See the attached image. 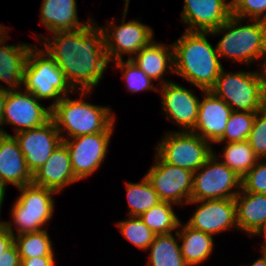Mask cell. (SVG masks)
<instances>
[{"instance_id": "6da1fadb", "label": "cell", "mask_w": 266, "mask_h": 266, "mask_svg": "<svg viewBox=\"0 0 266 266\" xmlns=\"http://www.w3.org/2000/svg\"><path fill=\"white\" fill-rule=\"evenodd\" d=\"M55 38L44 36L48 53L65 74L73 89H82L83 97L91 94L110 63L105 50L104 32L89 21L78 30L54 32ZM50 40V41H48Z\"/></svg>"}, {"instance_id": "7a4b0ae2", "label": "cell", "mask_w": 266, "mask_h": 266, "mask_svg": "<svg viewBox=\"0 0 266 266\" xmlns=\"http://www.w3.org/2000/svg\"><path fill=\"white\" fill-rule=\"evenodd\" d=\"M207 34L211 32L186 30L172 45L174 73L201 91L210 90L223 69L217 49L208 42Z\"/></svg>"}, {"instance_id": "3957f363", "label": "cell", "mask_w": 266, "mask_h": 266, "mask_svg": "<svg viewBox=\"0 0 266 266\" xmlns=\"http://www.w3.org/2000/svg\"><path fill=\"white\" fill-rule=\"evenodd\" d=\"M241 21L243 19L231 15L227 21L211 31V34L226 31L216 45L219 56L249 65L253 60L261 59L266 55V21L253 20L254 22L250 25L239 26ZM265 61L266 56L262 68Z\"/></svg>"}, {"instance_id": "277c9868", "label": "cell", "mask_w": 266, "mask_h": 266, "mask_svg": "<svg viewBox=\"0 0 266 266\" xmlns=\"http://www.w3.org/2000/svg\"><path fill=\"white\" fill-rule=\"evenodd\" d=\"M109 107L95 106L83 100L64 96L52 107L51 119L61 134L62 128L71 138L100 132H112L115 117Z\"/></svg>"}, {"instance_id": "5b68a950", "label": "cell", "mask_w": 266, "mask_h": 266, "mask_svg": "<svg viewBox=\"0 0 266 266\" xmlns=\"http://www.w3.org/2000/svg\"><path fill=\"white\" fill-rule=\"evenodd\" d=\"M210 91L221 98L232 111L256 113L266 107L263 69L261 73H225L222 69Z\"/></svg>"}, {"instance_id": "8992f818", "label": "cell", "mask_w": 266, "mask_h": 266, "mask_svg": "<svg viewBox=\"0 0 266 266\" xmlns=\"http://www.w3.org/2000/svg\"><path fill=\"white\" fill-rule=\"evenodd\" d=\"M34 47L29 53L22 83L38 100L54 98L52 108L74 90L54 59L46 51Z\"/></svg>"}, {"instance_id": "52a82bcc", "label": "cell", "mask_w": 266, "mask_h": 266, "mask_svg": "<svg viewBox=\"0 0 266 266\" xmlns=\"http://www.w3.org/2000/svg\"><path fill=\"white\" fill-rule=\"evenodd\" d=\"M18 189L21 191V195L17 198L11 210V217L17 228V234L12 230V224L5 222L8 230L14 237L44 230L41 228L47 221L51 220L54 210L52 195L57 192L33 183Z\"/></svg>"}, {"instance_id": "ba28073f", "label": "cell", "mask_w": 266, "mask_h": 266, "mask_svg": "<svg viewBox=\"0 0 266 266\" xmlns=\"http://www.w3.org/2000/svg\"><path fill=\"white\" fill-rule=\"evenodd\" d=\"M215 156L213 153L193 173L191 200L234 199L238 195L239 190L232 189H241L242 178Z\"/></svg>"}, {"instance_id": "9c48e42d", "label": "cell", "mask_w": 266, "mask_h": 266, "mask_svg": "<svg viewBox=\"0 0 266 266\" xmlns=\"http://www.w3.org/2000/svg\"><path fill=\"white\" fill-rule=\"evenodd\" d=\"M210 143L191 131L170 132L157 146L166 163L196 172L213 154Z\"/></svg>"}, {"instance_id": "30bf717a", "label": "cell", "mask_w": 266, "mask_h": 266, "mask_svg": "<svg viewBox=\"0 0 266 266\" xmlns=\"http://www.w3.org/2000/svg\"><path fill=\"white\" fill-rule=\"evenodd\" d=\"M156 156L155 165L149 169L145 177L160 200L181 205L183 202L188 203L191 200L194 172L168 164Z\"/></svg>"}, {"instance_id": "8fae6325", "label": "cell", "mask_w": 266, "mask_h": 266, "mask_svg": "<svg viewBox=\"0 0 266 266\" xmlns=\"http://www.w3.org/2000/svg\"><path fill=\"white\" fill-rule=\"evenodd\" d=\"M127 8L128 6H125L123 10L124 16H122L123 19L120 26H115V23L111 22L107 25V29L101 27L104 32L105 50L109 62L121 60L123 54L127 53L130 54L129 59H131L133 53L136 55L143 47L148 46L153 41V30L150 26L136 20L125 23ZM108 26L111 28L113 26L114 28L111 29Z\"/></svg>"}, {"instance_id": "7c38bea8", "label": "cell", "mask_w": 266, "mask_h": 266, "mask_svg": "<svg viewBox=\"0 0 266 266\" xmlns=\"http://www.w3.org/2000/svg\"><path fill=\"white\" fill-rule=\"evenodd\" d=\"M112 132L81 135L70 139L63 138L70 154L75 178L80 181L93 174L105 160Z\"/></svg>"}, {"instance_id": "4fadbf2b", "label": "cell", "mask_w": 266, "mask_h": 266, "mask_svg": "<svg viewBox=\"0 0 266 266\" xmlns=\"http://www.w3.org/2000/svg\"><path fill=\"white\" fill-rule=\"evenodd\" d=\"M52 108H44L32 93L8 91L2 112V123L13 124L15 134L43 126L51 120Z\"/></svg>"}, {"instance_id": "5bb4252c", "label": "cell", "mask_w": 266, "mask_h": 266, "mask_svg": "<svg viewBox=\"0 0 266 266\" xmlns=\"http://www.w3.org/2000/svg\"><path fill=\"white\" fill-rule=\"evenodd\" d=\"M15 135L26 165L32 174L45 164L64 138L52 119L41 127L25 130Z\"/></svg>"}, {"instance_id": "9a60e30c", "label": "cell", "mask_w": 266, "mask_h": 266, "mask_svg": "<svg viewBox=\"0 0 266 266\" xmlns=\"http://www.w3.org/2000/svg\"><path fill=\"white\" fill-rule=\"evenodd\" d=\"M199 202L200 206L186 223L188 226L210 235L230 229L232 226L238 228L234 199L190 200L188 203Z\"/></svg>"}, {"instance_id": "2e32d148", "label": "cell", "mask_w": 266, "mask_h": 266, "mask_svg": "<svg viewBox=\"0 0 266 266\" xmlns=\"http://www.w3.org/2000/svg\"><path fill=\"white\" fill-rule=\"evenodd\" d=\"M160 82L162 107L170 115L167 119H173L183 132L192 131L196 125L199 99L182 85L164 79Z\"/></svg>"}, {"instance_id": "e0dca14e", "label": "cell", "mask_w": 266, "mask_h": 266, "mask_svg": "<svg viewBox=\"0 0 266 266\" xmlns=\"http://www.w3.org/2000/svg\"><path fill=\"white\" fill-rule=\"evenodd\" d=\"M231 15V1L184 0L181 19L189 24L187 31L211 32L227 21Z\"/></svg>"}, {"instance_id": "ac0fdd59", "label": "cell", "mask_w": 266, "mask_h": 266, "mask_svg": "<svg viewBox=\"0 0 266 266\" xmlns=\"http://www.w3.org/2000/svg\"><path fill=\"white\" fill-rule=\"evenodd\" d=\"M203 93L205 97L199 101L196 125L191 132L216 143L223 136L232 109L210 90Z\"/></svg>"}, {"instance_id": "d6986e66", "label": "cell", "mask_w": 266, "mask_h": 266, "mask_svg": "<svg viewBox=\"0 0 266 266\" xmlns=\"http://www.w3.org/2000/svg\"><path fill=\"white\" fill-rule=\"evenodd\" d=\"M33 174L28 169L25 157L16 138L8 133L0 134V187L11 183L17 188L31 184Z\"/></svg>"}, {"instance_id": "ffe728a7", "label": "cell", "mask_w": 266, "mask_h": 266, "mask_svg": "<svg viewBox=\"0 0 266 266\" xmlns=\"http://www.w3.org/2000/svg\"><path fill=\"white\" fill-rule=\"evenodd\" d=\"M77 181L72 170L69 151L62 142L45 164L33 173L32 183L60 192L65 186Z\"/></svg>"}, {"instance_id": "44dd1931", "label": "cell", "mask_w": 266, "mask_h": 266, "mask_svg": "<svg viewBox=\"0 0 266 266\" xmlns=\"http://www.w3.org/2000/svg\"><path fill=\"white\" fill-rule=\"evenodd\" d=\"M5 41L4 36L0 38V81L9 85L8 91H14L23 82L25 66L33 47L24 43L5 45Z\"/></svg>"}, {"instance_id": "7402d4cb", "label": "cell", "mask_w": 266, "mask_h": 266, "mask_svg": "<svg viewBox=\"0 0 266 266\" xmlns=\"http://www.w3.org/2000/svg\"><path fill=\"white\" fill-rule=\"evenodd\" d=\"M76 7V0H43L40 22L52 33L81 29L89 21H78Z\"/></svg>"}, {"instance_id": "603a6c76", "label": "cell", "mask_w": 266, "mask_h": 266, "mask_svg": "<svg viewBox=\"0 0 266 266\" xmlns=\"http://www.w3.org/2000/svg\"><path fill=\"white\" fill-rule=\"evenodd\" d=\"M130 60L152 80L160 81L168 68L171 73H174L172 45L165 46L153 40Z\"/></svg>"}, {"instance_id": "cb8c5ba5", "label": "cell", "mask_w": 266, "mask_h": 266, "mask_svg": "<svg viewBox=\"0 0 266 266\" xmlns=\"http://www.w3.org/2000/svg\"><path fill=\"white\" fill-rule=\"evenodd\" d=\"M240 190L234 198L238 228L253 236L266 221V195Z\"/></svg>"}, {"instance_id": "d4e9b609", "label": "cell", "mask_w": 266, "mask_h": 266, "mask_svg": "<svg viewBox=\"0 0 266 266\" xmlns=\"http://www.w3.org/2000/svg\"><path fill=\"white\" fill-rule=\"evenodd\" d=\"M179 226L183 228L176 231L179 240H183L180 250L185 263L188 266L196 265L206 260L213 252V237L210 234L195 230L187 224ZM184 226V227H183Z\"/></svg>"}, {"instance_id": "484cf974", "label": "cell", "mask_w": 266, "mask_h": 266, "mask_svg": "<svg viewBox=\"0 0 266 266\" xmlns=\"http://www.w3.org/2000/svg\"><path fill=\"white\" fill-rule=\"evenodd\" d=\"M148 249L147 266H188L172 233L156 235Z\"/></svg>"}, {"instance_id": "4316f807", "label": "cell", "mask_w": 266, "mask_h": 266, "mask_svg": "<svg viewBox=\"0 0 266 266\" xmlns=\"http://www.w3.org/2000/svg\"><path fill=\"white\" fill-rule=\"evenodd\" d=\"M126 192L130 216L139 217L162 202L145 176L140 183L126 182Z\"/></svg>"}, {"instance_id": "83f0119b", "label": "cell", "mask_w": 266, "mask_h": 266, "mask_svg": "<svg viewBox=\"0 0 266 266\" xmlns=\"http://www.w3.org/2000/svg\"><path fill=\"white\" fill-rule=\"evenodd\" d=\"M172 203L160 202L139 216L142 222L156 235L171 234L180 224Z\"/></svg>"}, {"instance_id": "f1b7e54d", "label": "cell", "mask_w": 266, "mask_h": 266, "mask_svg": "<svg viewBox=\"0 0 266 266\" xmlns=\"http://www.w3.org/2000/svg\"><path fill=\"white\" fill-rule=\"evenodd\" d=\"M222 157V162L241 178L259 161L248 140L227 143Z\"/></svg>"}, {"instance_id": "f546056e", "label": "cell", "mask_w": 266, "mask_h": 266, "mask_svg": "<svg viewBox=\"0 0 266 266\" xmlns=\"http://www.w3.org/2000/svg\"><path fill=\"white\" fill-rule=\"evenodd\" d=\"M14 244L17 247L21 259L54 257L52 242L45 229L18 235L14 237Z\"/></svg>"}, {"instance_id": "4dcf8cb0", "label": "cell", "mask_w": 266, "mask_h": 266, "mask_svg": "<svg viewBox=\"0 0 266 266\" xmlns=\"http://www.w3.org/2000/svg\"><path fill=\"white\" fill-rule=\"evenodd\" d=\"M256 113L232 111L223 136L216 142L226 140V143L248 140Z\"/></svg>"}, {"instance_id": "1f68e13d", "label": "cell", "mask_w": 266, "mask_h": 266, "mask_svg": "<svg viewBox=\"0 0 266 266\" xmlns=\"http://www.w3.org/2000/svg\"><path fill=\"white\" fill-rule=\"evenodd\" d=\"M130 219L120 221L117 224L120 232L140 249L146 250L154 241L156 234L151 231L139 217L130 216Z\"/></svg>"}, {"instance_id": "d6a6232c", "label": "cell", "mask_w": 266, "mask_h": 266, "mask_svg": "<svg viewBox=\"0 0 266 266\" xmlns=\"http://www.w3.org/2000/svg\"><path fill=\"white\" fill-rule=\"evenodd\" d=\"M116 66L123 72L122 78L127 81V88L130 92H139L144 90H159L153 87L152 79L148 77L140 68H138L130 59L127 61L116 60Z\"/></svg>"}, {"instance_id": "836d02e7", "label": "cell", "mask_w": 266, "mask_h": 266, "mask_svg": "<svg viewBox=\"0 0 266 266\" xmlns=\"http://www.w3.org/2000/svg\"><path fill=\"white\" fill-rule=\"evenodd\" d=\"M248 142L259 160L266 159V107L256 112Z\"/></svg>"}, {"instance_id": "e575fe53", "label": "cell", "mask_w": 266, "mask_h": 266, "mask_svg": "<svg viewBox=\"0 0 266 266\" xmlns=\"http://www.w3.org/2000/svg\"><path fill=\"white\" fill-rule=\"evenodd\" d=\"M231 14L243 20L266 21V0H231Z\"/></svg>"}, {"instance_id": "d590c367", "label": "cell", "mask_w": 266, "mask_h": 266, "mask_svg": "<svg viewBox=\"0 0 266 266\" xmlns=\"http://www.w3.org/2000/svg\"><path fill=\"white\" fill-rule=\"evenodd\" d=\"M241 189L266 195V161L260 160L242 177Z\"/></svg>"}, {"instance_id": "8d00e7d4", "label": "cell", "mask_w": 266, "mask_h": 266, "mask_svg": "<svg viewBox=\"0 0 266 266\" xmlns=\"http://www.w3.org/2000/svg\"><path fill=\"white\" fill-rule=\"evenodd\" d=\"M0 266H21V257L15 244L0 254Z\"/></svg>"}, {"instance_id": "74e56055", "label": "cell", "mask_w": 266, "mask_h": 266, "mask_svg": "<svg viewBox=\"0 0 266 266\" xmlns=\"http://www.w3.org/2000/svg\"><path fill=\"white\" fill-rule=\"evenodd\" d=\"M14 244V235L4 224L0 226V254L4 253Z\"/></svg>"}, {"instance_id": "f35d334b", "label": "cell", "mask_w": 266, "mask_h": 266, "mask_svg": "<svg viewBox=\"0 0 266 266\" xmlns=\"http://www.w3.org/2000/svg\"><path fill=\"white\" fill-rule=\"evenodd\" d=\"M54 257H34L21 259V266H54Z\"/></svg>"}, {"instance_id": "ab89813d", "label": "cell", "mask_w": 266, "mask_h": 266, "mask_svg": "<svg viewBox=\"0 0 266 266\" xmlns=\"http://www.w3.org/2000/svg\"><path fill=\"white\" fill-rule=\"evenodd\" d=\"M2 87V88H1ZM0 87V126L3 125L2 123V112L4 108V103L8 94V90L5 89L3 86ZM4 133L6 134L7 132L4 131L2 128H0V134Z\"/></svg>"}, {"instance_id": "60d3db41", "label": "cell", "mask_w": 266, "mask_h": 266, "mask_svg": "<svg viewBox=\"0 0 266 266\" xmlns=\"http://www.w3.org/2000/svg\"><path fill=\"white\" fill-rule=\"evenodd\" d=\"M262 232L264 233V237L266 239V221L262 224V226L253 235H261ZM262 251H266V241H265V244H263V246H262Z\"/></svg>"}, {"instance_id": "b9f144b4", "label": "cell", "mask_w": 266, "mask_h": 266, "mask_svg": "<svg viewBox=\"0 0 266 266\" xmlns=\"http://www.w3.org/2000/svg\"><path fill=\"white\" fill-rule=\"evenodd\" d=\"M262 257L257 259L251 266H266V251H262Z\"/></svg>"}, {"instance_id": "7bdbcfd3", "label": "cell", "mask_w": 266, "mask_h": 266, "mask_svg": "<svg viewBox=\"0 0 266 266\" xmlns=\"http://www.w3.org/2000/svg\"><path fill=\"white\" fill-rule=\"evenodd\" d=\"M5 190L4 188L0 187V210H1V206H2V203H3V200H4V196H5ZM5 222L4 221H0V226L4 225Z\"/></svg>"}, {"instance_id": "ee69618b", "label": "cell", "mask_w": 266, "mask_h": 266, "mask_svg": "<svg viewBox=\"0 0 266 266\" xmlns=\"http://www.w3.org/2000/svg\"><path fill=\"white\" fill-rule=\"evenodd\" d=\"M2 24H0V38H2L3 36H5L6 38H7V33H6V31H7V28H5V27H3V26H1Z\"/></svg>"}, {"instance_id": "f6af8a7d", "label": "cell", "mask_w": 266, "mask_h": 266, "mask_svg": "<svg viewBox=\"0 0 266 266\" xmlns=\"http://www.w3.org/2000/svg\"><path fill=\"white\" fill-rule=\"evenodd\" d=\"M263 72H264V77H265V92H266V61L264 63V66H263Z\"/></svg>"}, {"instance_id": "bcb514c9", "label": "cell", "mask_w": 266, "mask_h": 266, "mask_svg": "<svg viewBox=\"0 0 266 266\" xmlns=\"http://www.w3.org/2000/svg\"><path fill=\"white\" fill-rule=\"evenodd\" d=\"M129 1L130 0H125V6H128L129 5Z\"/></svg>"}]
</instances>
